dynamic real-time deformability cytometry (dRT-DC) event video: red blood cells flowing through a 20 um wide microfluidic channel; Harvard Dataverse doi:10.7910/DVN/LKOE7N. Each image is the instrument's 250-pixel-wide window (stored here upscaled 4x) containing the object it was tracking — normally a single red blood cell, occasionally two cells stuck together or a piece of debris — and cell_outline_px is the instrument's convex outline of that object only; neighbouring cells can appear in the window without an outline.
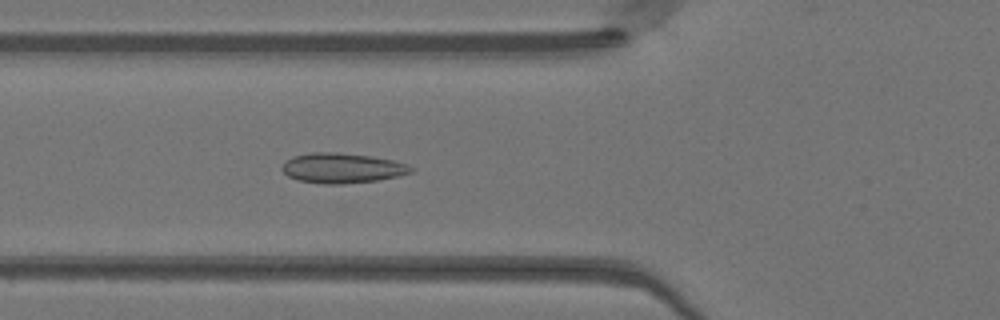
{"species": "Egyptian fruit bat (a non-hibernating species)", "species_latin": "Rousettus aegyptiacus", "temperature_condition": "warm", "stored_images_in_passage": 33, "camera_frame_rate_fps": 3000, "um_per_image_px": 0.085, "animal": {"sex": "female"}, "frame": {"image": 1, "passage_image": 3, "time_ms": 0.667, "image_size_px": [1000, 320], "cell_outline_px": [[416, 168], [412, 172], [396, 176], [376, 180], [344, 184], [324, 184], [296, 180], [288, 176], [280, 168], [292, 156], [312, 152], [340, 152], [372, 156], [392, 160], [408, 164]], "centroid_in_image_um": [29.08, 14.28], "position_along_channel_um": 96.7, "area_um2": 22.66}}
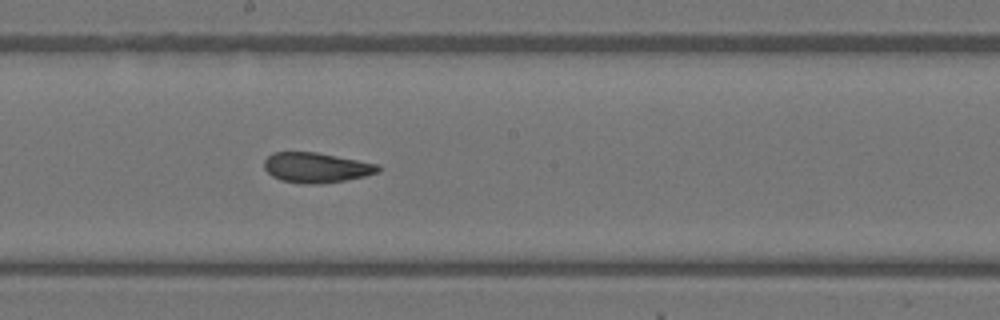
{"frame": {"image": 2, "passage_image": 12, "time_ms": 3.667, "image_size_px": [1000, 320], "cell_outline_px": [[380, 172], [364, 176], [344, 180], [316, 184], [304, 184], [280, 180], [272, 176], [264, 168], [264, 160], [272, 152], [316, 152], [376, 164], [380, 168]], "centroid_in_image_um": [26.83, 14.24], "position_along_channel_um": 221.4, "area_um2": 19.77}}
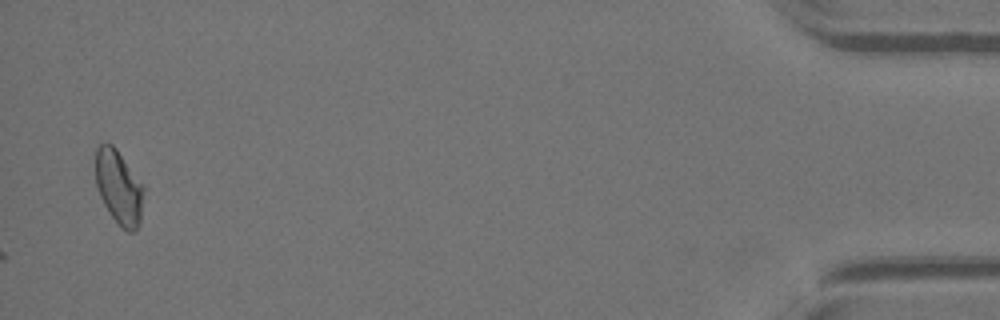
{"frame": {"image": 3, "passage_image": 33, "time_ms": 10.667, "image_size_px": [1000, 320], "cell_outline_px": [[144, 192], [140, 220], [136, 228], [132, 232], [128, 232], [120, 228], [108, 212], [100, 196], [96, 184], [96, 148], [100, 144], [112, 144], [116, 148], [144, 188]], "centroid_in_image_um": [10.09, 15.95], "position_along_channel_um": 425.1, "area_um2": 20.52}, "authors_computed_cell_mechanics": {"area_um2": 19.9988, "velocity_mm_per_s": 4.137, "shape_relaxation_time_tau1_ms": null, "shape_relaxation_time_tau2_ms": 1.5355, "deformation_change_tau1": null, "deformation_change_tau2": 0.0572}}